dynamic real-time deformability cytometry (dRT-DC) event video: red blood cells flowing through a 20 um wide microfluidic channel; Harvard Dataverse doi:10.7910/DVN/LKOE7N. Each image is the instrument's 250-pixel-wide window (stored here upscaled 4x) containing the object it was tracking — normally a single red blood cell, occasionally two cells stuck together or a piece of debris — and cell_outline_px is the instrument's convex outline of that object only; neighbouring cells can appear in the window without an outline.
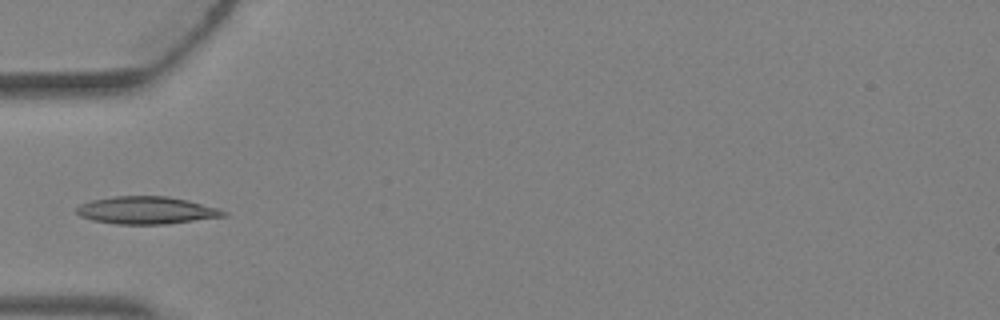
{"species": "Egyptian fruit bat (a non-hibernating species)", "species_latin": "Rousettus aegyptiacus", "temperature_condition": "warm", "stored_images_in_passage": 4, "camera_frame_rate_fps": 3000, "um_per_image_px": 0.085, "animal": {"sex": "female"}, "frame": {"image": 1, "passage_image": 4, "time_ms": 1.0, "image_size_px": [1000, 320], "cell_outline_px": [[228, 216], [168, 224], [116, 224], [92, 220], [80, 216], [76, 212], [76, 208], [80, 204], [92, 200], [112, 196], [168, 196], [188, 200], [216, 208], [228, 212]], "centroid_in_image_um": [12.45, 17.88], "position_along_channel_um": 72.5, "area_um2": 23.64}}